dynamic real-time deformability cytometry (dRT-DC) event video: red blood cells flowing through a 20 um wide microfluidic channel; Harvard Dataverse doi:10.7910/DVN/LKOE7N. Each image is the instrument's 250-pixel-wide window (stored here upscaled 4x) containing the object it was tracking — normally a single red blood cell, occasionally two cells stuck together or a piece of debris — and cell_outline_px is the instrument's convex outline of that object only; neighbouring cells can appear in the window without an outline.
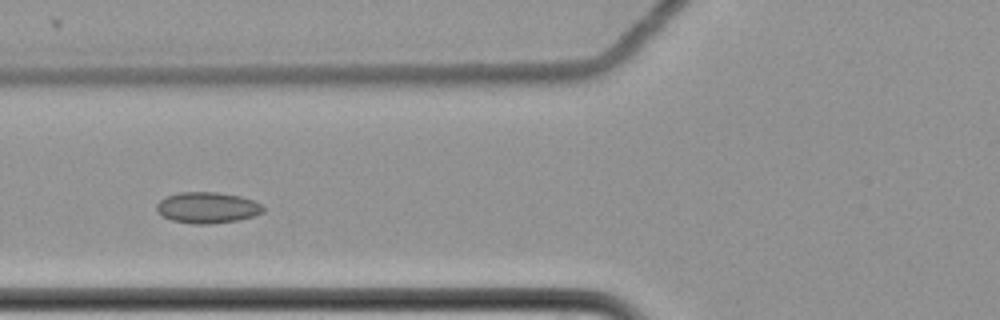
{"species": "common noctule bat (a hibernating species)", "species_latin": "Nyctalus noctula", "temperature_condition": "cold", "stored_images_in_passage": 14, "camera_frame_rate_fps": 3000, "um_per_image_px": 0.085, "animal": {"sex": "female", "body_mass_g": 22.7, "forearm_length_mm": 54.2}, "frame": {"image": 1, "passage_image": 5, "time_ms": 1.333, "image_size_px": [1000, 320], "cell_outline_px": [[264, 212], [252, 216], [236, 220], [208, 224], [192, 224], [172, 220], [164, 216], [156, 208], [156, 204], [160, 200], [168, 196], [180, 192], [216, 192], [240, 196], [252, 200], [260, 204], [264, 208]], "centroid_in_image_um": [17.62, 17.64], "position_along_channel_um": 108.2, "area_um2": 19.02}}
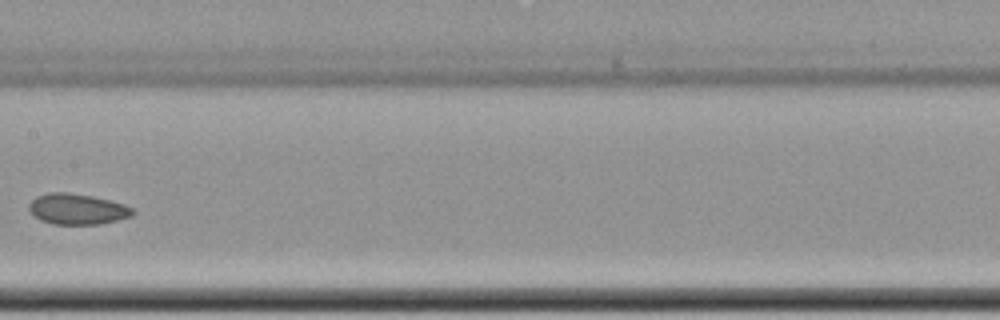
{"frame": {"image": 2, "passage_image": 7, "time_ms": 2.0, "image_size_px": [1000, 320], "cell_outline_px": [[136, 212], [132, 216], [100, 224], [52, 224], [40, 220], [28, 208], [28, 204], [36, 196], [48, 192], [68, 192], [92, 196], [124, 204], [132, 208]], "centroid_in_image_um": [6.56, 17.76], "position_along_channel_um": 200.8, "area_um2": 18.55}}
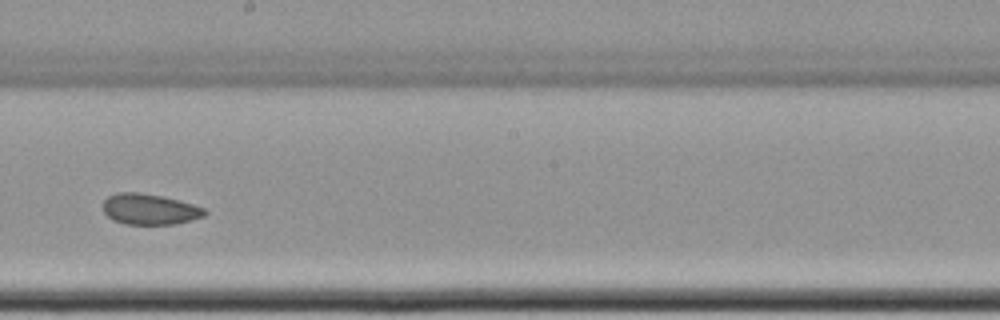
{"frame": {"image": 3, "passage_image": 8, "time_ms": 2.333, "image_size_px": [1000, 320], "cell_outline_px": [[208, 212], [204, 216], [176, 224], [128, 224], [116, 220], [108, 216], [104, 212], [104, 200], [108, 196], [116, 192], [140, 192], [180, 200], [204, 208]], "centroid_in_image_um": [12.73, 17.77], "position_along_channel_um": 235.5, "area_um2": 18.09}}